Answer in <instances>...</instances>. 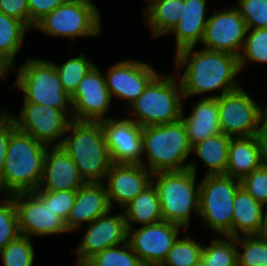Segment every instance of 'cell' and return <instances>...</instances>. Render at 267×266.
<instances>
[{
	"instance_id": "cell-1",
	"label": "cell",
	"mask_w": 267,
	"mask_h": 266,
	"mask_svg": "<svg viewBox=\"0 0 267 266\" xmlns=\"http://www.w3.org/2000/svg\"><path fill=\"white\" fill-rule=\"evenodd\" d=\"M194 48L181 49L175 55V74L182 85L183 100L221 90L220 94L206 96L218 98L241 87L236 78L241 72L239 57L205 48L196 51ZM181 68L183 74L179 71Z\"/></svg>"
},
{
	"instance_id": "cell-2",
	"label": "cell",
	"mask_w": 267,
	"mask_h": 266,
	"mask_svg": "<svg viewBox=\"0 0 267 266\" xmlns=\"http://www.w3.org/2000/svg\"><path fill=\"white\" fill-rule=\"evenodd\" d=\"M48 146L31 135L16 129L7 146L4 169L0 178V193L11 195L34 192L43 176L44 158Z\"/></svg>"
},
{
	"instance_id": "cell-3",
	"label": "cell",
	"mask_w": 267,
	"mask_h": 266,
	"mask_svg": "<svg viewBox=\"0 0 267 266\" xmlns=\"http://www.w3.org/2000/svg\"><path fill=\"white\" fill-rule=\"evenodd\" d=\"M62 147L85 183H104L112 165L100 122L73 120Z\"/></svg>"
},
{
	"instance_id": "cell-4",
	"label": "cell",
	"mask_w": 267,
	"mask_h": 266,
	"mask_svg": "<svg viewBox=\"0 0 267 266\" xmlns=\"http://www.w3.org/2000/svg\"><path fill=\"white\" fill-rule=\"evenodd\" d=\"M183 171L158 172L153 174L161 204L163 221L190 228L191 213L199 215L200 184L196 186V163L189 161Z\"/></svg>"
},
{
	"instance_id": "cell-5",
	"label": "cell",
	"mask_w": 267,
	"mask_h": 266,
	"mask_svg": "<svg viewBox=\"0 0 267 266\" xmlns=\"http://www.w3.org/2000/svg\"><path fill=\"white\" fill-rule=\"evenodd\" d=\"M144 165L152 174L188 169L192 146L182 120L165 125L146 126L142 130ZM186 162V164H185Z\"/></svg>"
},
{
	"instance_id": "cell-6",
	"label": "cell",
	"mask_w": 267,
	"mask_h": 266,
	"mask_svg": "<svg viewBox=\"0 0 267 266\" xmlns=\"http://www.w3.org/2000/svg\"><path fill=\"white\" fill-rule=\"evenodd\" d=\"M164 76L158 74L128 107L131 110L128 118L142 128L171 124L181 119L184 102L181 82L175 73Z\"/></svg>"
},
{
	"instance_id": "cell-7",
	"label": "cell",
	"mask_w": 267,
	"mask_h": 266,
	"mask_svg": "<svg viewBox=\"0 0 267 266\" xmlns=\"http://www.w3.org/2000/svg\"><path fill=\"white\" fill-rule=\"evenodd\" d=\"M14 85L23 91V102L64 110L72 117L70 95L64 91L52 62L40 58H27L18 69Z\"/></svg>"
},
{
	"instance_id": "cell-8",
	"label": "cell",
	"mask_w": 267,
	"mask_h": 266,
	"mask_svg": "<svg viewBox=\"0 0 267 266\" xmlns=\"http://www.w3.org/2000/svg\"><path fill=\"white\" fill-rule=\"evenodd\" d=\"M200 184L199 215L217 236L232 237L233 202L241 181L229 175H205Z\"/></svg>"
},
{
	"instance_id": "cell-9",
	"label": "cell",
	"mask_w": 267,
	"mask_h": 266,
	"mask_svg": "<svg viewBox=\"0 0 267 266\" xmlns=\"http://www.w3.org/2000/svg\"><path fill=\"white\" fill-rule=\"evenodd\" d=\"M53 37L98 36L101 32L100 10L92 0H67L41 19L34 29Z\"/></svg>"
},
{
	"instance_id": "cell-10",
	"label": "cell",
	"mask_w": 267,
	"mask_h": 266,
	"mask_svg": "<svg viewBox=\"0 0 267 266\" xmlns=\"http://www.w3.org/2000/svg\"><path fill=\"white\" fill-rule=\"evenodd\" d=\"M241 86L217 98L221 133L231 138L255 136L267 116V104L261 106Z\"/></svg>"
},
{
	"instance_id": "cell-11",
	"label": "cell",
	"mask_w": 267,
	"mask_h": 266,
	"mask_svg": "<svg viewBox=\"0 0 267 266\" xmlns=\"http://www.w3.org/2000/svg\"><path fill=\"white\" fill-rule=\"evenodd\" d=\"M3 110L14 121L16 129L31 135L48 147L62 145L68 127L73 121L64 110L32 102H23L18 117L10 113L8 109Z\"/></svg>"
},
{
	"instance_id": "cell-12",
	"label": "cell",
	"mask_w": 267,
	"mask_h": 266,
	"mask_svg": "<svg viewBox=\"0 0 267 266\" xmlns=\"http://www.w3.org/2000/svg\"><path fill=\"white\" fill-rule=\"evenodd\" d=\"M9 196L16 207L20 235L31 238L68 233L65 222L35 192Z\"/></svg>"
},
{
	"instance_id": "cell-13",
	"label": "cell",
	"mask_w": 267,
	"mask_h": 266,
	"mask_svg": "<svg viewBox=\"0 0 267 266\" xmlns=\"http://www.w3.org/2000/svg\"><path fill=\"white\" fill-rule=\"evenodd\" d=\"M182 228L167 221L128 228V242L144 266H160Z\"/></svg>"
},
{
	"instance_id": "cell-14",
	"label": "cell",
	"mask_w": 267,
	"mask_h": 266,
	"mask_svg": "<svg viewBox=\"0 0 267 266\" xmlns=\"http://www.w3.org/2000/svg\"><path fill=\"white\" fill-rule=\"evenodd\" d=\"M247 26L235 6L209 14L204 36L200 45L205 49L240 56Z\"/></svg>"
},
{
	"instance_id": "cell-15",
	"label": "cell",
	"mask_w": 267,
	"mask_h": 266,
	"mask_svg": "<svg viewBox=\"0 0 267 266\" xmlns=\"http://www.w3.org/2000/svg\"><path fill=\"white\" fill-rule=\"evenodd\" d=\"M103 75L94 65L78 84L70 96L72 120L99 122L109 118L106 113L112 98Z\"/></svg>"
},
{
	"instance_id": "cell-16",
	"label": "cell",
	"mask_w": 267,
	"mask_h": 266,
	"mask_svg": "<svg viewBox=\"0 0 267 266\" xmlns=\"http://www.w3.org/2000/svg\"><path fill=\"white\" fill-rule=\"evenodd\" d=\"M99 122L112 163L146 164L143 157L141 126L128 117H109Z\"/></svg>"
},
{
	"instance_id": "cell-17",
	"label": "cell",
	"mask_w": 267,
	"mask_h": 266,
	"mask_svg": "<svg viewBox=\"0 0 267 266\" xmlns=\"http://www.w3.org/2000/svg\"><path fill=\"white\" fill-rule=\"evenodd\" d=\"M127 241L128 228L123 210L118 214H111L110 210L86 226L77 250L71 254L77 256L76 263L88 261L95 254Z\"/></svg>"
},
{
	"instance_id": "cell-18",
	"label": "cell",
	"mask_w": 267,
	"mask_h": 266,
	"mask_svg": "<svg viewBox=\"0 0 267 266\" xmlns=\"http://www.w3.org/2000/svg\"><path fill=\"white\" fill-rule=\"evenodd\" d=\"M158 74L147 62L130 58L110 66L104 76L111 98L127 100L129 107Z\"/></svg>"
},
{
	"instance_id": "cell-19",
	"label": "cell",
	"mask_w": 267,
	"mask_h": 266,
	"mask_svg": "<svg viewBox=\"0 0 267 266\" xmlns=\"http://www.w3.org/2000/svg\"><path fill=\"white\" fill-rule=\"evenodd\" d=\"M153 174L142 164L112 163L105 186L111 208L122 209L152 184Z\"/></svg>"
},
{
	"instance_id": "cell-20",
	"label": "cell",
	"mask_w": 267,
	"mask_h": 266,
	"mask_svg": "<svg viewBox=\"0 0 267 266\" xmlns=\"http://www.w3.org/2000/svg\"><path fill=\"white\" fill-rule=\"evenodd\" d=\"M84 184L75 163L63 147H47L43 176L36 191H77Z\"/></svg>"
},
{
	"instance_id": "cell-21",
	"label": "cell",
	"mask_w": 267,
	"mask_h": 266,
	"mask_svg": "<svg viewBox=\"0 0 267 266\" xmlns=\"http://www.w3.org/2000/svg\"><path fill=\"white\" fill-rule=\"evenodd\" d=\"M112 210L104 183H85L76 191V200L65 221L69 232L78 231L84 223L89 224Z\"/></svg>"
},
{
	"instance_id": "cell-22",
	"label": "cell",
	"mask_w": 267,
	"mask_h": 266,
	"mask_svg": "<svg viewBox=\"0 0 267 266\" xmlns=\"http://www.w3.org/2000/svg\"><path fill=\"white\" fill-rule=\"evenodd\" d=\"M207 0H182L179 21L168 33L174 34L176 52L201 44L208 21Z\"/></svg>"
},
{
	"instance_id": "cell-23",
	"label": "cell",
	"mask_w": 267,
	"mask_h": 266,
	"mask_svg": "<svg viewBox=\"0 0 267 266\" xmlns=\"http://www.w3.org/2000/svg\"><path fill=\"white\" fill-rule=\"evenodd\" d=\"M183 111L182 107L181 120L186 127L191 146L221 133L217 98L204 96L193 106L187 117Z\"/></svg>"
},
{
	"instance_id": "cell-24",
	"label": "cell",
	"mask_w": 267,
	"mask_h": 266,
	"mask_svg": "<svg viewBox=\"0 0 267 266\" xmlns=\"http://www.w3.org/2000/svg\"><path fill=\"white\" fill-rule=\"evenodd\" d=\"M264 208L241 186L233 202L232 237L261 235Z\"/></svg>"
},
{
	"instance_id": "cell-25",
	"label": "cell",
	"mask_w": 267,
	"mask_h": 266,
	"mask_svg": "<svg viewBox=\"0 0 267 266\" xmlns=\"http://www.w3.org/2000/svg\"><path fill=\"white\" fill-rule=\"evenodd\" d=\"M260 166L259 146L255 136L231 138L225 175L241 181Z\"/></svg>"
},
{
	"instance_id": "cell-26",
	"label": "cell",
	"mask_w": 267,
	"mask_h": 266,
	"mask_svg": "<svg viewBox=\"0 0 267 266\" xmlns=\"http://www.w3.org/2000/svg\"><path fill=\"white\" fill-rule=\"evenodd\" d=\"M30 30L22 21L0 11V71L7 77L14 68V58L19 53L24 36Z\"/></svg>"
},
{
	"instance_id": "cell-27",
	"label": "cell",
	"mask_w": 267,
	"mask_h": 266,
	"mask_svg": "<svg viewBox=\"0 0 267 266\" xmlns=\"http://www.w3.org/2000/svg\"><path fill=\"white\" fill-rule=\"evenodd\" d=\"M123 210L127 228H134V223L144 226L163 221L161 204L153 184L138 194Z\"/></svg>"
},
{
	"instance_id": "cell-28",
	"label": "cell",
	"mask_w": 267,
	"mask_h": 266,
	"mask_svg": "<svg viewBox=\"0 0 267 266\" xmlns=\"http://www.w3.org/2000/svg\"><path fill=\"white\" fill-rule=\"evenodd\" d=\"M231 137L223 133L208 137L192 146V152L205 164V175L225 174Z\"/></svg>"
},
{
	"instance_id": "cell-29",
	"label": "cell",
	"mask_w": 267,
	"mask_h": 266,
	"mask_svg": "<svg viewBox=\"0 0 267 266\" xmlns=\"http://www.w3.org/2000/svg\"><path fill=\"white\" fill-rule=\"evenodd\" d=\"M182 0H151L143 9L152 38L167 35L179 21Z\"/></svg>"
},
{
	"instance_id": "cell-30",
	"label": "cell",
	"mask_w": 267,
	"mask_h": 266,
	"mask_svg": "<svg viewBox=\"0 0 267 266\" xmlns=\"http://www.w3.org/2000/svg\"><path fill=\"white\" fill-rule=\"evenodd\" d=\"M236 237L216 236L204 245L201 259L206 266H237Z\"/></svg>"
},
{
	"instance_id": "cell-31",
	"label": "cell",
	"mask_w": 267,
	"mask_h": 266,
	"mask_svg": "<svg viewBox=\"0 0 267 266\" xmlns=\"http://www.w3.org/2000/svg\"><path fill=\"white\" fill-rule=\"evenodd\" d=\"M236 247L237 266H267V240L261 235L236 237Z\"/></svg>"
},
{
	"instance_id": "cell-32",
	"label": "cell",
	"mask_w": 267,
	"mask_h": 266,
	"mask_svg": "<svg viewBox=\"0 0 267 266\" xmlns=\"http://www.w3.org/2000/svg\"><path fill=\"white\" fill-rule=\"evenodd\" d=\"M64 91L68 95H72L78 84L81 82L87 72L95 65L88 60L85 53H80L77 57H70L67 61L55 64Z\"/></svg>"
},
{
	"instance_id": "cell-33",
	"label": "cell",
	"mask_w": 267,
	"mask_h": 266,
	"mask_svg": "<svg viewBox=\"0 0 267 266\" xmlns=\"http://www.w3.org/2000/svg\"><path fill=\"white\" fill-rule=\"evenodd\" d=\"M185 235L177 238L160 266H192L201 259L204 245Z\"/></svg>"
},
{
	"instance_id": "cell-34",
	"label": "cell",
	"mask_w": 267,
	"mask_h": 266,
	"mask_svg": "<svg viewBox=\"0 0 267 266\" xmlns=\"http://www.w3.org/2000/svg\"><path fill=\"white\" fill-rule=\"evenodd\" d=\"M88 261L93 266H144L128 241L109 247Z\"/></svg>"
},
{
	"instance_id": "cell-35",
	"label": "cell",
	"mask_w": 267,
	"mask_h": 266,
	"mask_svg": "<svg viewBox=\"0 0 267 266\" xmlns=\"http://www.w3.org/2000/svg\"><path fill=\"white\" fill-rule=\"evenodd\" d=\"M31 238L19 235L0 250L4 266H33L34 245Z\"/></svg>"
},
{
	"instance_id": "cell-36",
	"label": "cell",
	"mask_w": 267,
	"mask_h": 266,
	"mask_svg": "<svg viewBox=\"0 0 267 266\" xmlns=\"http://www.w3.org/2000/svg\"><path fill=\"white\" fill-rule=\"evenodd\" d=\"M251 61L267 64V28L247 29L244 47L239 56L240 69Z\"/></svg>"
},
{
	"instance_id": "cell-37",
	"label": "cell",
	"mask_w": 267,
	"mask_h": 266,
	"mask_svg": "<svg viewBox=\"0 0 267 266\" xmlns=\"http://www.w3.org/2000/svg\"><path fill=\"white\" fill-rule=\"evenodd\" d=\"M0 203V250L20 235L13 199L5 195Z\"/></svg>"
},
{
	"instance_id": "cell-38",
	"label": "cell",
	"mask_w": 267,
	"mask_h": 266,
	"mask_svg": "<svg viewBox=\"0 0 267 266\" xmlns=\"http://www.w3.org/2000/svg\"><path fill=\"white\" fill-rule=\"evenodd\" d=\"M235 7L247 29L267 28V0H238Z\"/></svg>"
},
{
	"instance_id": "cell-39",
	"label": "cell",
	"mask_w": 267,
	"mask_h": 266,
	"mask_svg": "<svg viewBox=\"0 0 267 266\" xmlns=\"http://www.w3.org/2000/svg\"><path fill=\"white\" fill-rule=\"evenodd\" d=\"M64 222L76 200V191H34Z\"/></svg>"
},
{
	"instance_id": "cell-40",
	"label": "cell",
	"mask_w": 267,
	"mask_h": 266,
	"mask_svg": "<svg viewBox=\"0 0 267 266\" xmlns=\"http://www.w3.org/2000/svg\"><path fill=\"white\" fill-rule=\"evenodd\" d=\"M241 186L258 202L267 206V169L259 167L241 180Z\"/></svg>"
},
{
	"instance_id": "cell-41",
	"label": "cell",
	"mask_w": 267,
	"mask_h": 266,
	"mask_svg": "<svg viewBox=\"0 0 267 266\" xmlns=\"http://www.w3.org/2000/svg\"><path fill=\"white\" fill-rule=\"evenodd\" d=\"M67 0H28L29 29Z\"/></svg>"
},
{
	"instance_id": "cell-42",
	"label": "cell",
	"mask_w": 267,
	"mask_h": 266,
	"mask_svg": "<svg viewBox=\"0 0 267 266\" xmlns=\"http://www.w3.org/2000/svg\"><path fill=\"white\" fill-rule=\"evenodd\" d=\"M16 130V125L10 116L2 109L0 110V178L4 169L7 146L11 134Z\"/></svg>"
},
{
	"instance_id": "cell-43",
	"label": "cell",
	"mask_w": 267,
	"mask_h": 266,
	"mask_svg": "<svg viewBox=\"0 0 267 266\" xmlns=\"http://www.w3.org/2000/svg\"><path fill=\"white\" fill-rule=\"evenodd\" d=\"M0 11L22 21L29 28L28 0H0Z\"/></svg>"
},
{
	"instance_id": "cell-44",
	"label": "cell",
	"mask_w": 267,
	"mask_h": 266,
	"mask_svg": "<svg viewBox=\"0 0 267 266\" xmlns=\"http://www.w3.org/2000/svg\"><path fill=\"white\" fill-rule=\"evenodd\" d=\"M255 137L259 146L261 167L267 169V116L262 120Z\"/></svg>"
},
{
	"instance_id": "cell-45",
	"label": "cell",
	"mask_w": 267,
	"mask_h": 266,
	"mask_svg": "<svg viewBox=\"0 0 267 266\" xmlns=\"http://www.w3.org/2000/svg\"><path fill=\"white\" fill-rule=\"evenodd\" d=\"M261 236L267 240V208L264 213V222H263V229L261 232Z\"/></svg>"
},
{
	"instance_id": "cell-46",
	"label": "cell",
	"mask_w": 267,
	"mask_h": 266,
	"mask_svg": "<svg viewBox=\"0 0 267 266\" xmlns=\"http://www.w3.org/2000/svg\"><path fill=\"white\" fill-rule=\"evenodd\" d=\"M77 266H93L89 261H81L76 263Z\"/></svg>"
},
{
	"instance_id": "cell-47",
	"label": "cell",
	"mask_w": 267,
	"mask_h": 266,
	"mask_svg": "<svg viewBox=\"0 0 267 266\" xmlns=\"http://www.w3.org/2000/svg\"><path fill=\"white\" fill-rule=\"evenodd\" d=\"M192 266H206L202 259H200L198 262L194 263Z\"/></svg>"
},
{
	"instance_id": "cell-48",
	"label": "cell",
	"mask_w": 267,
	"mask_h": 266,
	"mask_svg": "<svg viewBox=\"0 0 267 266\" xmlns=\"http://www.w3.org/2000/svg\"><path fill=\"white\" fill-rule=\"evenodd\" d=\"M5 78V75L0 71V79Z\"/></svg>"
}]
</instances>
